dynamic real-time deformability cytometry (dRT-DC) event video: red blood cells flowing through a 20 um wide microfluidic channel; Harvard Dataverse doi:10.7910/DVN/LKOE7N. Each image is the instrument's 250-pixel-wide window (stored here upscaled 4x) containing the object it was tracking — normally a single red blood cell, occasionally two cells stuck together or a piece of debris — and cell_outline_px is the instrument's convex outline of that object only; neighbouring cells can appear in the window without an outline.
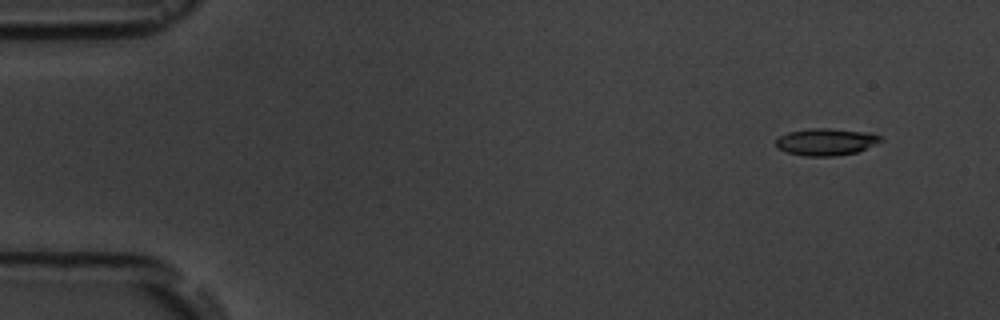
{"species": "common noctule bat (a hibernating species)", "species_latin": "Nyctalus noctula", "temperature_condition": "room temperature", "stored_images_in_passage": 8, "camera_frame_rate_fps": 3000, "um_per_image_px": 0.085, "animal": {"sex": "male", "body_mass_g": 19.5, "forearm_length_mm": 54.6}, "frame": {"image": 1, "passage_image": 2, "time_ms": 1.333, "image_size_px": [1000, 320], "cell_outline_px": [[884, 140], [856, 152], [836, 156], [804, 156], [788, 152], [776, 148], [776, 140], [780, 136], [788, 132], [812, 128], [828, 128], [864, 132], [880, 136]], "centroid_in_image_um": [70.18, 12.06], "position_along_channel_um": 14.8, "area_um2": 16.3}}
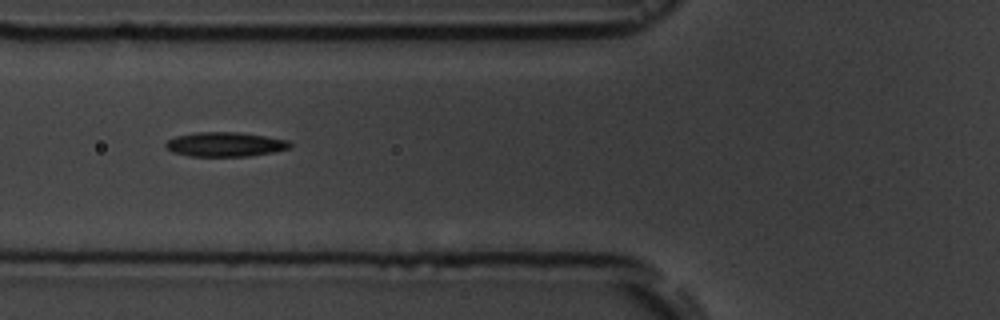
{"frame": {"image": 2, "passage_image": 7, "time_ms": 7.0, "image_size_px": [1000, 320], "cell_outline_px": [[292, 148], [272, 152], [248, 156], [188, 156], [172, 152], [164, 148], [164, 144], [168, 140], [176, 136], [192, 132], [240, 132], [288, 140], [292, 144]], "centroid_in_image_um": [19.1, 12.27], "position_along_channel_um": 106.7, "area_um2": 17.86}}
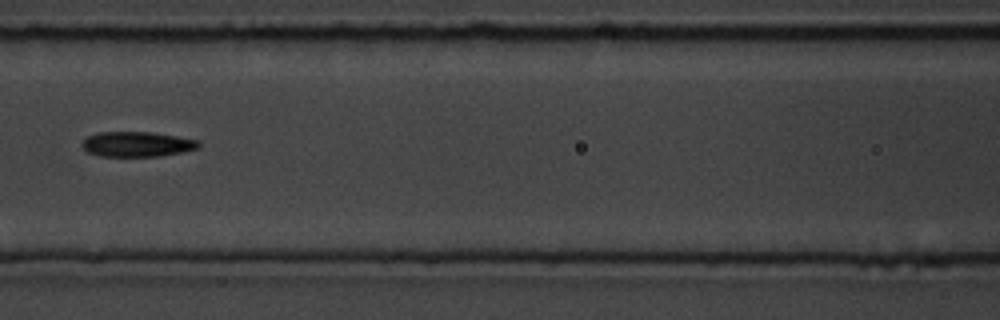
{"frame": {"image": 3, "passage_image": 8, "time_ms": 8.333, "image_size_px": [1000, 320], "cell_outline_px": [[200, 144], [196, 148], [180, 152], [156, 156], [100, 156], [88, 152], [80, 144], [88, 136], [100, 132], [148, 132], [176, 136], [200, 140]], "centroid_in_image_um": [11.62, 12.25], "position_along_channel_um": 155.0, "area_um2": 16.76}}